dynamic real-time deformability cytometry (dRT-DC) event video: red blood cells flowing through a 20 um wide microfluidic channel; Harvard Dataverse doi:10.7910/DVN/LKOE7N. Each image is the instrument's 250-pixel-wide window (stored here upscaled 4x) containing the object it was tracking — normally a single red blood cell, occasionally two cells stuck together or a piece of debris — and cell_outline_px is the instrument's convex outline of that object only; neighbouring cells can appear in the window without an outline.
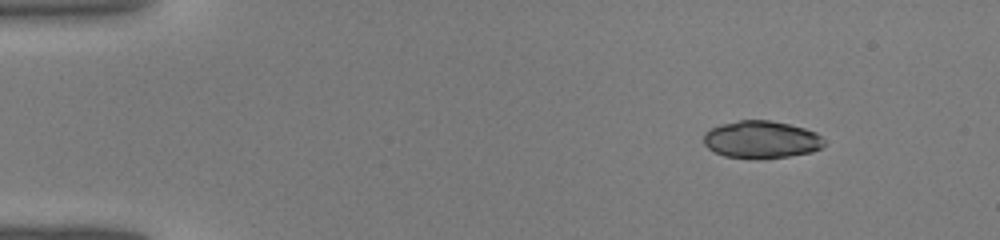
{"species": "common noctule bat (a hibernating species)", "species_latin": "Nyctalus noctula", "temperature_condition": "warm", "stored_images_in_passage": 39, "camera_frame_rate_fps": 3000, "um_per_image_px": 0.085, "animal": {"sex": "male", "body_mass_g": 19.0, "forearm_length_mm": 50.8}, "frame": {"image": 1, "passage_image": 1, "time_ms": 0.0, "image_size_px": [1000, 240], "cell_outline_px": [[824, 144], [820, 148], [812, 152], [788, 156], [724, 156], [708, 148], [704, 144], [704, 132], [720, 124], [740, 120], [768, 120], [788, 124], [804, 128], [816, 132], [824, 140]], "centroid_in_image_um": [64.71, 11.82], "position_along_channel_um": 20.3, "area_um2": 25.49}}
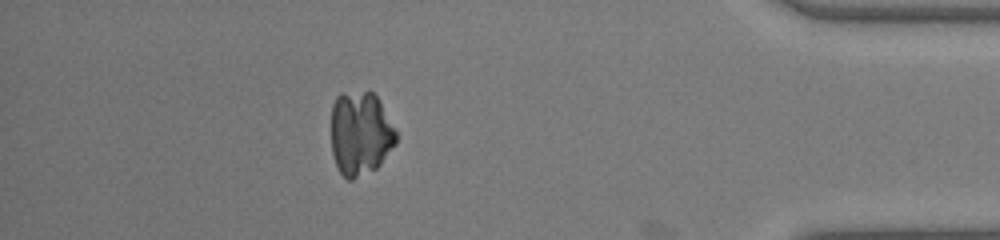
{"frame": {"image": 2, "passage_image": 34, "time_ms": 11.0, "image_size_px": [1000, 240], "cell_outline_px": [[396, 144], [380, 164], [376, 168], [352, 180], [348, 180], [340, 172], [336, 164], [332, 152], [332, 104], [336, 96], [340, 92], [372, 92], [380, 100], [396, 132]], "centroid_in_image_um": [30.62, 11.33], "position_along_channel_um": 404.6, "area_um2": 31.73}}